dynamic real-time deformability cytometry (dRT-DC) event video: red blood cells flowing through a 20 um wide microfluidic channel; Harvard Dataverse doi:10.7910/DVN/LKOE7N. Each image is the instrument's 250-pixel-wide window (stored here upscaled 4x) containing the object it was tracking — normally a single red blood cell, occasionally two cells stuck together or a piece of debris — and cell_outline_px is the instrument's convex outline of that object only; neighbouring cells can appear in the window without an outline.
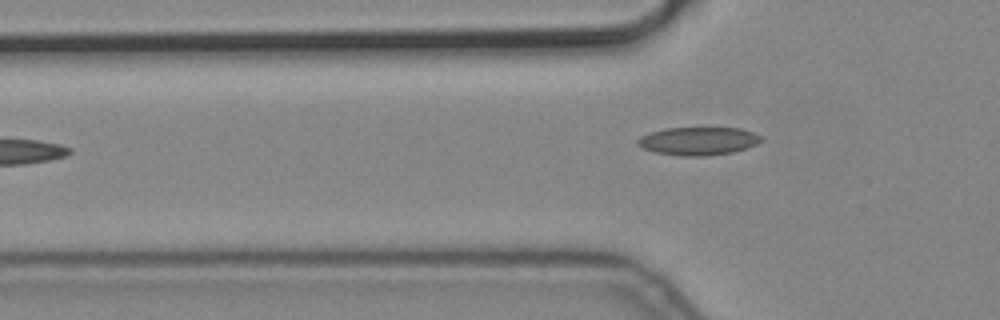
{"species": "common noctule bat (a hibernating species)", "species_latin": "Nyctalus noctula", "temperature_condition": "cold", "stored_images_in_passage": 7, "camera_frame_rate_fps": 3000, "um_per_image_px": 0.085, "animal": {"sex": "male", "body_mass_g": 19.2, "forearm_length_mm": 51.8}, "frame": {"image": 1, "passage_image": 7, "time_ms": 2.0, "image_size_px": [1000, 320], "cell_outline_px": [[764, 140], [748, 148], [732, 152], [704, 156], [680, 156], [656, 152], [644, 148], [636, 144], [636, 140], [640, 136], [664, 128], [740, 128], [752, 132], [760, 136]], "centroid_in_image_um": [59.35, 11.99], "position_along_channel_um": 66.4, "area_um2": 20.17}}